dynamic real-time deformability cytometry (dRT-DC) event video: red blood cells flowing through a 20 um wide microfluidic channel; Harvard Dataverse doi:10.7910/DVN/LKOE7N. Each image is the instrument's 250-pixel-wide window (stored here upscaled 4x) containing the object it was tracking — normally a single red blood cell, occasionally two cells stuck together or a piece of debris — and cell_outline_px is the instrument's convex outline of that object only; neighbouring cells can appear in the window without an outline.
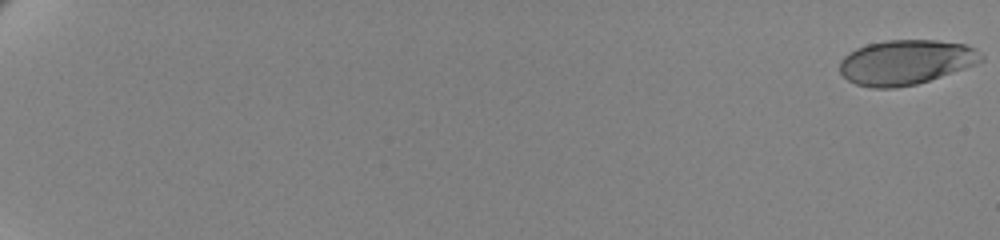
{"species": "human", "species_latin": "Homo sapiens", "temperature_condition": "cold", "stored_images_in_passage": 63, "camera_frame_rate_fps": 3000, "um_per_image_px": 0.085, "donor": {"sex": "female"}, "frame": {"image": 1, "passage_image": 1, "time_ms": 0.0, "image_size_px": [1000, 240], "cell_outline_px": [[984, 60], [976, 64], [916, 84], [896, 88], [872, 88], [856, 84], [848, 80], [840, 72], [840, 60], [848, 52], [856, 48], [868, 44], [884, 40], [936, 40], [964, 44], [976, 48], [984, 56]], "centroid_in_image_um": [76.98, 5.28], "position_along_channel_um": 8.0, "area_um2": 36.93}}
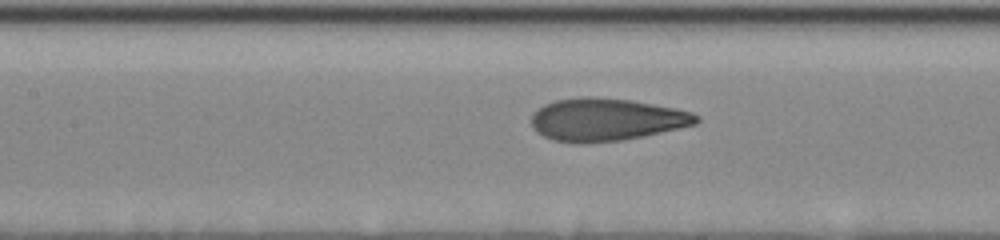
{"frame": {"image": 2, "passage_image": 34, "time_ms": 11.0, "image_size_px": [1000, 240], "cell_outline_px": [[700, 120], [696, 124], [680, 128], [644, 136], [624, 140], [552, 140], [536, 132], [532, 128], [532, 112], [544, 104], [556, 100], [584, 96], [592, 96], [632, 100], [676, 108], [692, 112], [700, 116]], "centroid_in_image_um": [51.57, 10.12], "position_along_channel_um": 155.8, "area_um2": 40.4}}
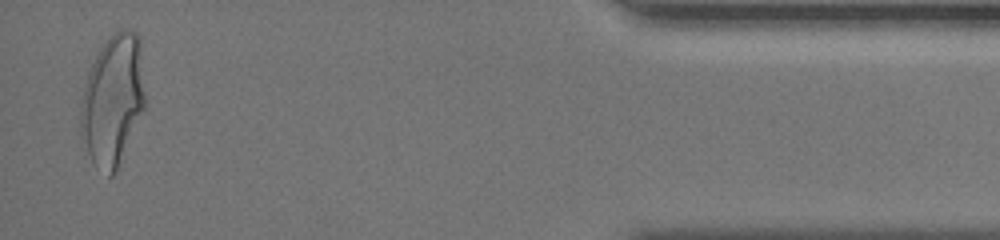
{"frame": {"image": 3, "passage_image": 62, "time_ms": 20.333, "image_size_px": [1000, 240], "cell_outline_px": [[144, 108], [116, 172], [112, 176], [108, 176], [92, 160], [88, 152], [80, 132], [80, 100], [84, 84], [88, 72], [104, 40], [108, 36], [120, 28], [128, 28], [136, 32], [140, 36], [144, 92]], "centroid_in_image_um": [9.58, 8.44], "position_along_channel_um": 425.6, "area_um2": 49.13}, "authors_computed_cell_mechanics": {"area_um2": 40.0554, "velocity_mm_per_s": 3.4492, "shape_relaxation_time_tau1_ms": 5.1248, "shape_relaxation_time_tau2_ms": null, "deformation_change_tau1": 0.1852, "deformation_change_tau2": null}}